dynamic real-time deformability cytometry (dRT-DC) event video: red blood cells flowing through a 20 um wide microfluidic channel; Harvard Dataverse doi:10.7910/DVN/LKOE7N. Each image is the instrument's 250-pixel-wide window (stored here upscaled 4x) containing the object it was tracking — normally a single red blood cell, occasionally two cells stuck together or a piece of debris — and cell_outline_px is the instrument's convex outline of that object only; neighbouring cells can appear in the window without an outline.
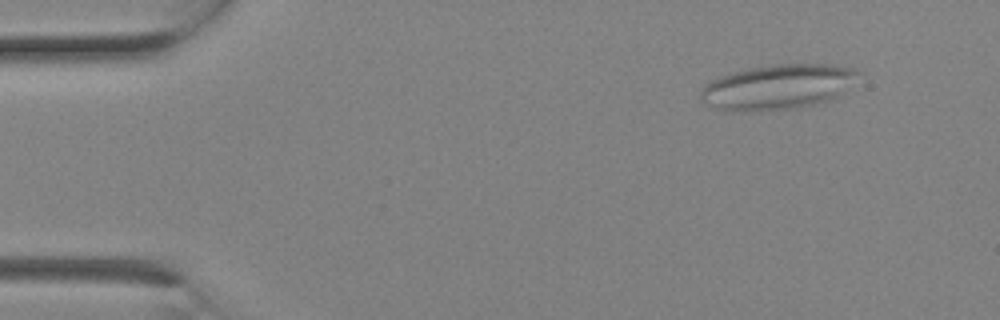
{"species": "Egyptian fruit bat (a non-hibernating species)", "species_latin": "Rousettus aegyptiacus", "temperature_condition": "room temperature", "stored_images_in_passage": 3, "camera_frame_rate_fps": 3000, "um_per_image_px": 0.085, "animal": {"sex": "female"}, "frame": {"image": 1, "passage_image": 1, "time_ms": 0.0, "image_size_px": [1000, 320], "cell_outline_px": [[864, 72], [844, 92], [828, 100], [804, 108], [756, 112], [740, 112], [716, 108], [704, 104], [700, 100], [700, 92], [704, 84], [720, 76], [752, 68], [776, 64], [832, 64], [856, 68]], "centroid_in_image_um": [66.15, 7.41], "position_along_channel_um": 18.8, "area_um2": 42.02}}